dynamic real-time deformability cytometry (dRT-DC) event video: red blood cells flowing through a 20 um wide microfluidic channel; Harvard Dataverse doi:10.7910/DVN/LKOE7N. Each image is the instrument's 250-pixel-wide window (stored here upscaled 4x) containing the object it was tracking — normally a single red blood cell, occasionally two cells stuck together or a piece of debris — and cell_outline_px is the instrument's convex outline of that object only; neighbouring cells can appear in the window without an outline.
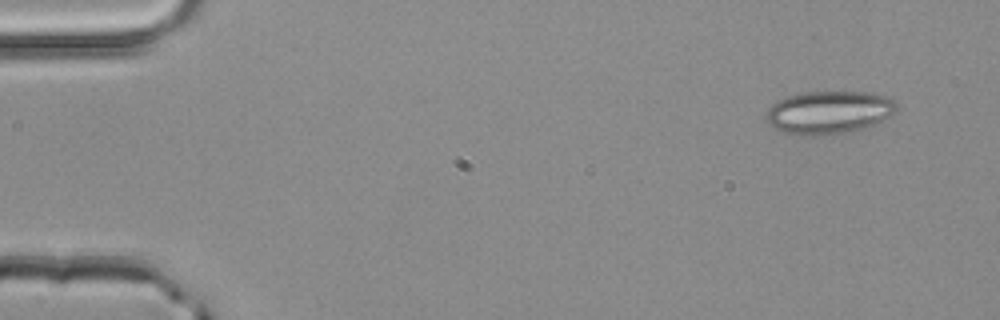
{"species": "common noctule bat (a hibernating species)", "species_latin": "Nyctalus noctula", "temperature_condition": "room temperature", "stored_images_in_passage": 3, "camera_frame_rate_fps": 3000, "um_per_image_px": 0.085, "animal": {"sex": "male", "body_mass_g": 20.4}, "frame": {"image": 1, "passage_image": 1, "time_ms": 0.0, "image_size_px": [1000, 320], "cell_outline_px": [[896, 108], [888, 116], [876, 124], [868, 128], [852, 132], [824, 136], [796, 136], [784, 132], [768, 124], [768, 108], [772, 104], [788, 96], [804, 92], [872, 92], [888, 96], [896, 104]], "centroid_in_image_um": [70.47, 9.58], "position_along_channel_um": 14.5, "area_um2": 32.89}}